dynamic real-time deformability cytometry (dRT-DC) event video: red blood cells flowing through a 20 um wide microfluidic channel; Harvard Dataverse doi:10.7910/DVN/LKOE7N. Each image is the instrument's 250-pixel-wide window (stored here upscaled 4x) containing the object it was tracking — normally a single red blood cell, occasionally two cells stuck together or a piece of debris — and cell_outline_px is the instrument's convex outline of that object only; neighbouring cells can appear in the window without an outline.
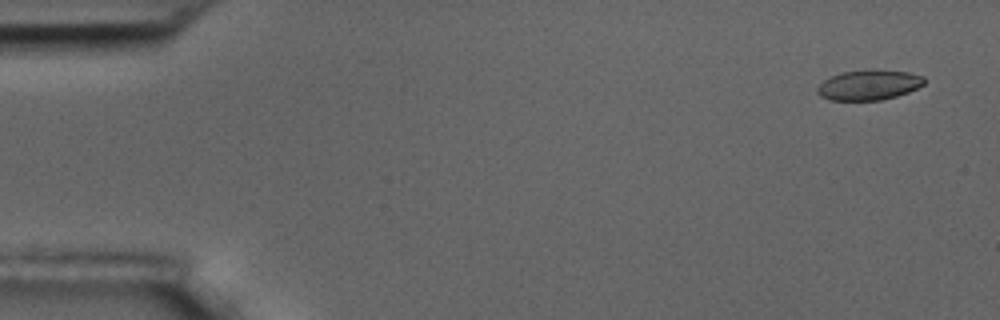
{"species": "common noctule bat (a hibernating species)", "species_latin": "Nyctalus noctula", "temperature_condition": "room temperature", "stored_images_in_passage": 57, "camera_frame_rate_fps": 3000, "um_per_image_px": 0.085, "animal": {"sex": "male", "body_mass_g": 17.5, "forearm_length_mm": 52.3}, "frame": {"image": 1, "passage_image": 3, "time_ms": 0.667, "image_size_px": [1000, 320], "cell_outline_px": [[924, 84], [908, 92], [896, 96], [880, 100], [832, 100], [820, 96], [816, 92], [816, 88], [824, 80], [840, 72], [872, 68], [908, 72], [924, 76]], "centroid_in_image_um": [73.84, 7.2], "position_along_channel_um": 11.2, "area_um2": 18.96}}
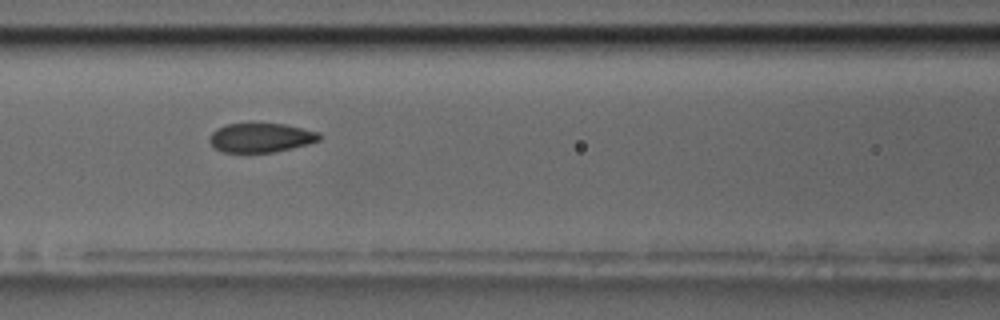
{"frame": {"image": 2, "passage_image": 25, "time_ms": 8.0, "image_size_px": [1000, 320], "cell_outline_px": [[320, 140], [308, 144], [292, 148], [272, 152], [224, 152], [216, 148], [208, 140], [212, 132], [216, 128], [224, 124], [284, 124], [320, 132]], "centroid_in_image_um": [22.17, 11.7], "position_along_channel_um": 144.4, "area_um2": 18.55}}
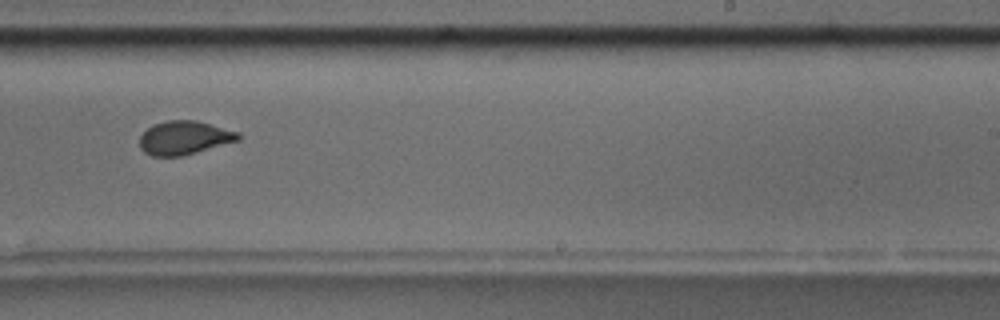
{"frame": {"image": 3, "passage_image": 36, "time_ms": 11.667, "image_size_px": [1000, 320], "cell_outline_px": [[240, 140], [196, 152], [180, 156], [152, 156], [144, 152], [140, 148], [140, 136], [152, 124], [168, 120], [196, 120], [240, 132]], "centroid_in_image_um": [15.66, 11.7], "position_along_channel_um": 273.3, "area_um2": 19.31}, "authors_computed_cell_mechanics": {"area_um2": 19.4786, "velocity_mm_per_s": 3.5352, "shape_relaxation_time_tau1_ms": 5.8225, "shape_relaxation_time_tau2_ms": 1.1556, "deformation_change_tau1": 0.1413, "deformation_change_tau2": 0.0502}}